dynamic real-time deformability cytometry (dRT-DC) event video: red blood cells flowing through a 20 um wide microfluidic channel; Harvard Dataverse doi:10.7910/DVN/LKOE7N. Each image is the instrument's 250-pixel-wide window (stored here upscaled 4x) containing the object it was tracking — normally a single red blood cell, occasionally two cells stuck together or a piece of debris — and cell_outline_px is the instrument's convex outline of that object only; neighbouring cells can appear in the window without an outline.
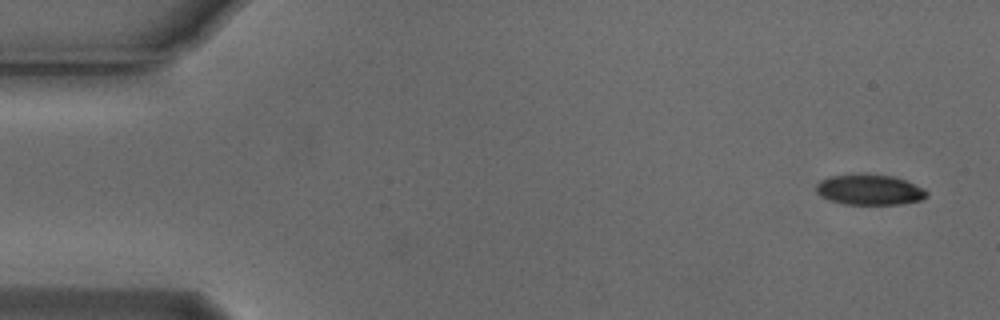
{"species": "Egyptian fruit bat (a non-hibernating species)", "species_latin": "Rousettus aegyptiacus", "temperature_condition": "cold", "stored_images_in_passage": 5, "camera_frame_rate_fps": 3000, "um_per_image_px": 0.085, "animal": {"sex": "male"}, "frame": {"image": 1, "passage_image": 1, "time_ms": 0.0, "image_size_px": [1000, 320], "cell_outline_px": [[928, 196], [920, 200], [900, 204], [844, 204], [828, 200], [820, 196], [816, 192], [816, 184], [820, 180], [832, 176], [864, 172], [892, 176], [904, 180], [924, 188], [928, 192]], "centroid_in_image_um": [73.88, 16.11], "position_along_channel_um": 11.1, "area_um2": 19.94}}
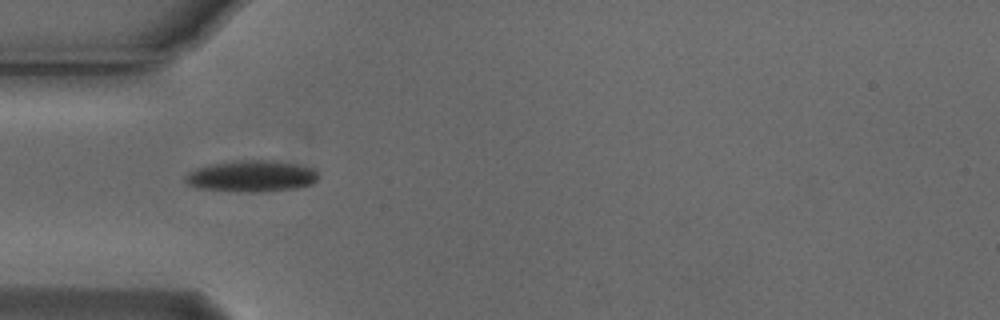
{"frame": {"image": 2, "passage_image": 5, "time_ms": 1.333, "image_size_px": [1000, 320], "cell_outline_px": [[316, 180], [312, 184], [296, 188], [260, 192], [240, 192], [196, 188], [184, 184], [184, 176], [188, 172], [196, 168], [208, 164], [240, 160], [272, 160], [296, 164], [312, 168], [316, 172]], "centroid_in_image_um": [21.29, 14.98], "position_along_channel_um": 63.7, "area_um2": 24.57}}